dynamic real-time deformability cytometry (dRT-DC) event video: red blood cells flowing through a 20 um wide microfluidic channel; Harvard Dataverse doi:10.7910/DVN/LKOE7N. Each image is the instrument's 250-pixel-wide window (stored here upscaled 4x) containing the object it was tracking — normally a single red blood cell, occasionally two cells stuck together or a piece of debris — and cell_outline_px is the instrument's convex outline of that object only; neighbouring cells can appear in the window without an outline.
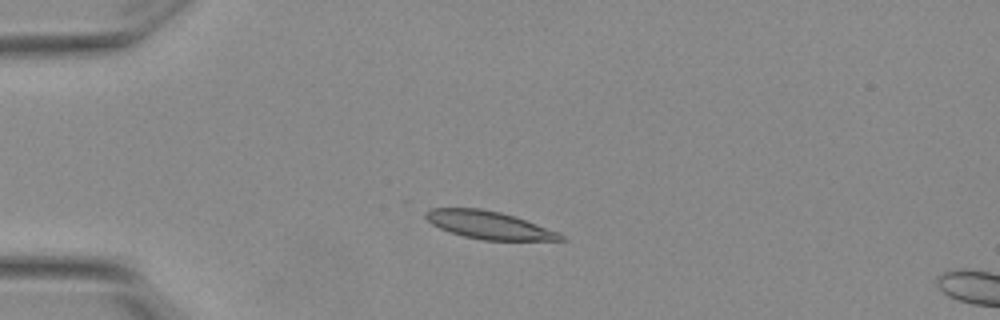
{"species": "Egyptian fruit bat (a non-hibernating species)", "species_latin": "Rousettus aegyptiacus", "temperature_condition": "warm", "stored_images_in_passage": 4, "camera_frame_rate_fps": 3000, "um_per_image_px": 0.085, "animal": {"sex": "female"}, "frame": {"image": 1, "passage_image": 2, "time_ms": 0.333, "image_size_px": [1000, 320], "cell_outline_px": [[568, 240], [484, 240], [464, 236], [448, 232], [432, 224], [424, 216], [424, 212], [432, 208], [480, 208], [500, 212], [560, 232]], "centroid_in_image_um": [41.54, 19.13], "position_along_channel_um": 43.5, "area_um2": 21.68}}